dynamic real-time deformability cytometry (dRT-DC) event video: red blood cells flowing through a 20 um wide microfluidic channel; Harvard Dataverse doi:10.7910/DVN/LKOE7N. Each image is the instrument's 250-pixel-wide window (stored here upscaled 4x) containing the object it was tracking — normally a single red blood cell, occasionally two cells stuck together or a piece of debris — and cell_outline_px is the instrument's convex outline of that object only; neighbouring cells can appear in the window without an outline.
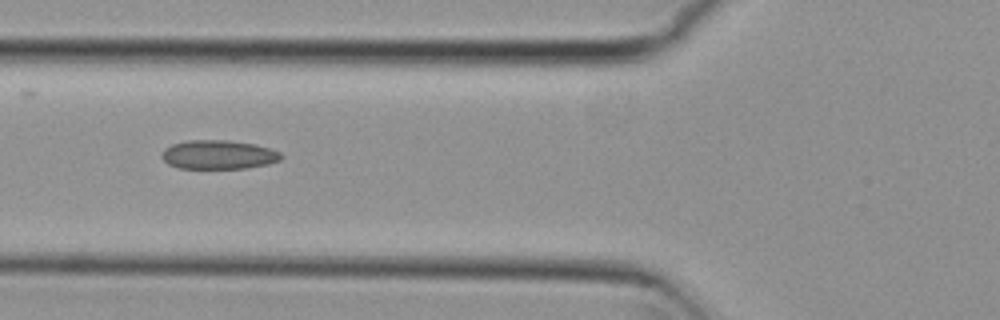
{"species": "common noctule bat (a hibernating species)", "species_latin": "Nyctalus noctula", "temperature_condition": "cold", "stored_images_in_passage": 9, "camera_frame_rate_fps": 3000, "um_per_image_px": 0.085, "animal": {"sex": "female", "body_mass_g": 29.2, "forearm_length_mm": 56.3}, "frame": {"image": 1, "passage_image": 5, "time_ms": 1.333, "image_size_px": [1000, 320], "cell_outline_px": [[284, 156], [280, 160], [268, 164], [248, 168], [180, 168], [168, 164], [160, 156], [164, 148], [172, 144], [188, 140], [228, 140], [256, 144], [280, 152]], "centroid_in_image_um": [18.57, 13.14], "position_along_channel_um": 107.2, "area_um2": 20.23}}
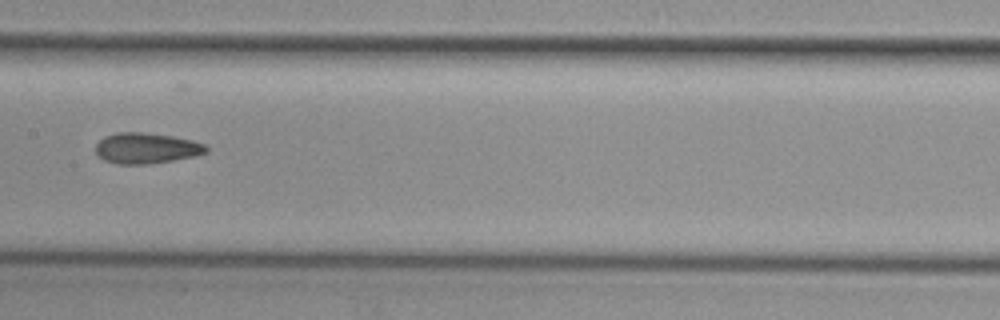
{"frame": {"image": 2, "passage_image": 7, "time_ms": 2.0, "image_size_px": [1000, 320], "cell_outline_px": [[208, 152], [192, 156], [172, 160], [144, 164], [116, 164], [104, 160], [96, 152], [96, 144], [104, 136], [116, 132], [144, 132], [172, 136], [192, 140], [204, 144], [208, 148]], "centroid_in_image_um": [12.41, 12.58], "position_along_channel_um": 195.0, "area_um2": 19.65}}
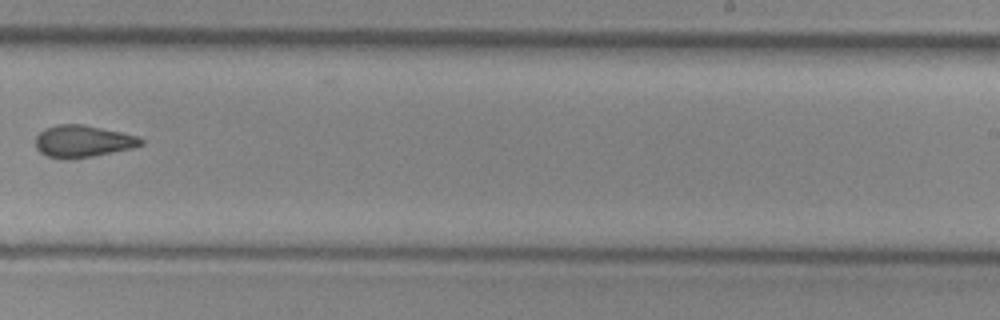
{"frame": {"image": 3, "passage_image": 9, "time_ms": 2.667, "image_size_px": [1000, 320], "cell_outline_px": [[144, 144], [132, 148], [92, 156], [64, 160], [48, 156], [40, 152], [36, 148], [36, 136], [44, 128], [56, 124], [84, 124], [120, 132], [136, 136], [144, 140]], "centroid_in_image_um": [7.01, 12.0], "position_along_channel_um": 282.0, "area_um2": 19.65}}